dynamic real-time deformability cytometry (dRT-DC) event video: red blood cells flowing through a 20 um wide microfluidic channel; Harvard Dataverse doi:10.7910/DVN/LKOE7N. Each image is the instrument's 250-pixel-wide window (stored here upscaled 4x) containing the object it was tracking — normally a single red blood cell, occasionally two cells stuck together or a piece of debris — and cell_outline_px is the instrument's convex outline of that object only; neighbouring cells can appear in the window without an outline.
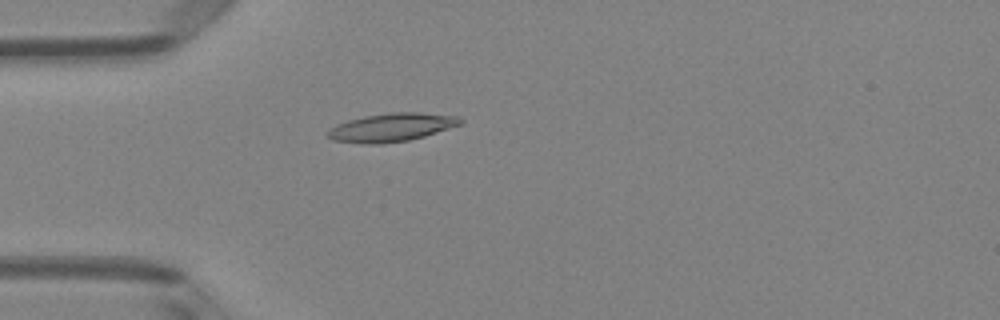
{"species": "Egyptian fruit bat (a non-hibernating species)", "species_latin": "Rousettus aegyptiacus", "temperature_condition": "room temperature", "stored_images_in_passage": 51, "camera_frame_rate_fps": 3000, "um_per_image_px": 0.085, "animal": {"sex": "female"}, "frame": {"image": 1, "passage_image": 15, "time_ms": 4.667, "image_size_px": [1000, 320], "cell_outline_px": [[464, 124], [424, 136], [408, 140], [380, 144], [364, 144], [332, 140], [328, 136], [328, 128], [336, 124], [348, 120], [364, 116], [392, 112], [420, 112], [456, 116], [464, 120]], "centroid_in_image_um": [33.29, 10.82], "position_along_channel_um": 51.7, "area_um2": 22.02}}
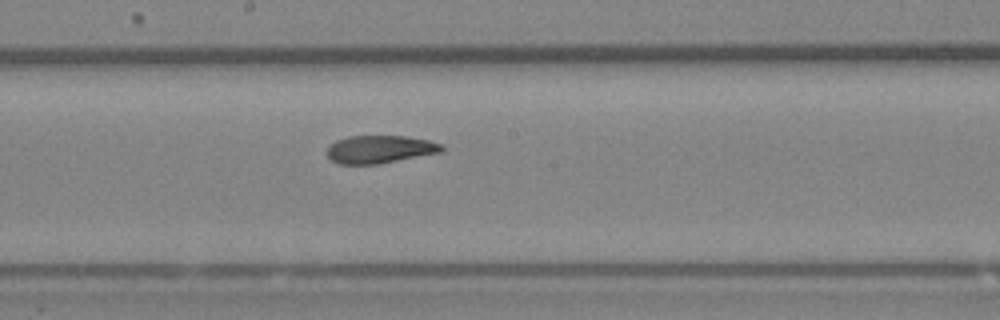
{"frame": {"image": 2, "passage_image": 28, "time_ms": 9.0, "image_size_px": [1000, 320], "cell_outline_px": [[444, 152], [376, 164], [340, 164], [332, 160], [324, 152], [336, 140], [348, 136], [404, 136], [428, 140], [440, 144], [444, 148]], "centroid_in_image_um": [32.28, 12.69], "position_along_channel_um": 215.9, "area_um2": 18.55}}
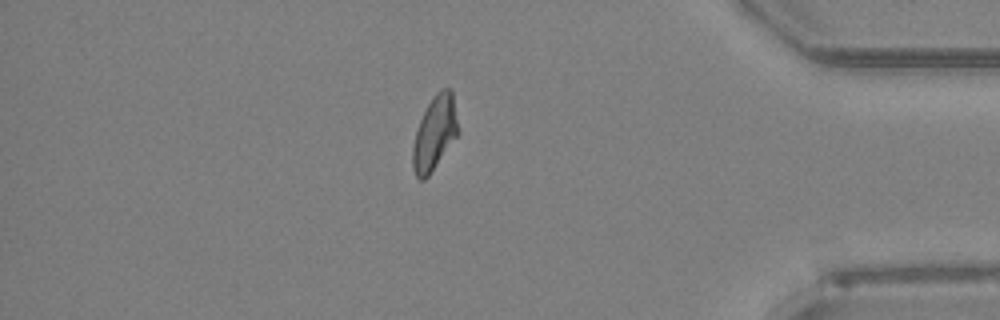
{"frame": {"image": 3, "passage_image": 44, "time_ms": 14.333, "image_size_px": [1000, 320], "cell_outline_px": [[460, 132], [428, 176], [424, 180], [420, 180], [416, 176], [412, 168], [412, 148], [416, 132], [420, 120], [428, 104], [436, 92], [440, 88], [448, 88], [452, 92]], "centroid_in_image_um": [36.95, 11.32], "position_along_channel_um": 398.3, "area_um2": 19.48}, "authors_computed_cell_mechanics": {"area_um2": 19.8832, "velocity_mm_per_s": 4.0247, "shape_relaxation_time_tau1_ms": null, "shape_relaxation_time_tau2_ms": 2.8053, "deformation_change_tau1": null, "deformation_change_tau2": 0.1008}}